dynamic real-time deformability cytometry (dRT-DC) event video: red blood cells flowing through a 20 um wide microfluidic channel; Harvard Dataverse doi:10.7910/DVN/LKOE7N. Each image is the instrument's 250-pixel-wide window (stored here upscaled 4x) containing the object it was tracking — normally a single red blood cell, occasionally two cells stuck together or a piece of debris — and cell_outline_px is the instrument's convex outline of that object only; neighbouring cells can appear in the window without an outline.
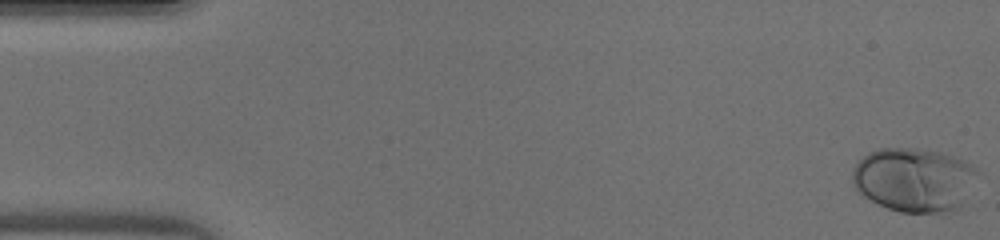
{"species": "human", "species_latin": "Homo sapiens", "temperature_condition": "warm", "stored_images_in_passage": 46, "camera_frame_rate_fps": 3000, "um_per_image_px": 0.085, "donor": {"sex": "male"}, "frame": {"image": 1, "passage_image": 1, "time_ms": 0.0, "image_size_px": [1000, 240], "cell_outline_px": [[980, 172], [960, 208], [944, 212], [900, 212], [888, 208], [864, 196], [852, 184], [852, 172], [856, 164], [868, 152], [880, 148], [916, 148], [940, 152], [956, 156], [972, 164]], "centroid_in_image_um": [77.72, 15.26], "position_along_channel_um": 7.3, "area_um2": 46.76}}
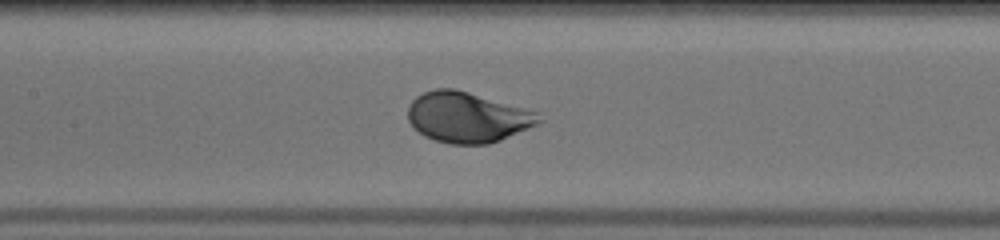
{"frame": {"image": 2, "passage_image": 22, "time_ms": 7.0, "image_size_px": [1000, 240], "cell_outline_px": [[544, 120], [536, 124], [500, 140], [488, 144], [448, 144], [424, 136], [408, 120], [408, 108], [412, 100], [416, 96], [424, 92], [436, 88], [456, 88], [540, 112]], "centroid_in_image_um": [39.75, 9.95], "position_along_channel_um": 167.7, "area_um2": 38.55}}
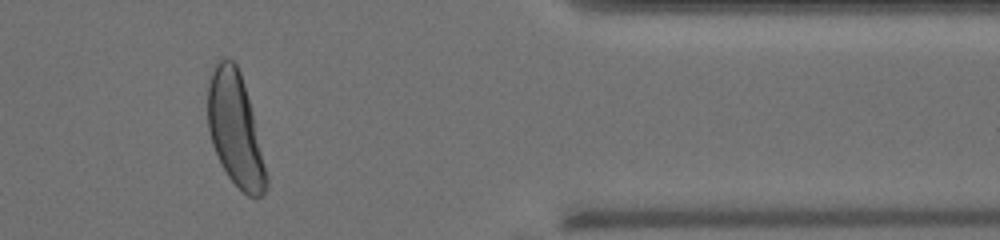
{"frame": {"image": 3, "passage_image": 39, "time_ms": 12.667, "image_size_px": [1000, 240], "cell_outline_px": [[268, 184], [264, 192], [260, 196], [248, 196], [228, 176], [212, 144], [208, 128], [208, 80], [216, 64], [224, 56], [232, 60], [236, 64], [240, 72], [252, 112], [268, 176]], "centroid_in_image_um": [19.99, 10.99], "position_along_channel_um": 391.4, "area_um2": 37.97}}